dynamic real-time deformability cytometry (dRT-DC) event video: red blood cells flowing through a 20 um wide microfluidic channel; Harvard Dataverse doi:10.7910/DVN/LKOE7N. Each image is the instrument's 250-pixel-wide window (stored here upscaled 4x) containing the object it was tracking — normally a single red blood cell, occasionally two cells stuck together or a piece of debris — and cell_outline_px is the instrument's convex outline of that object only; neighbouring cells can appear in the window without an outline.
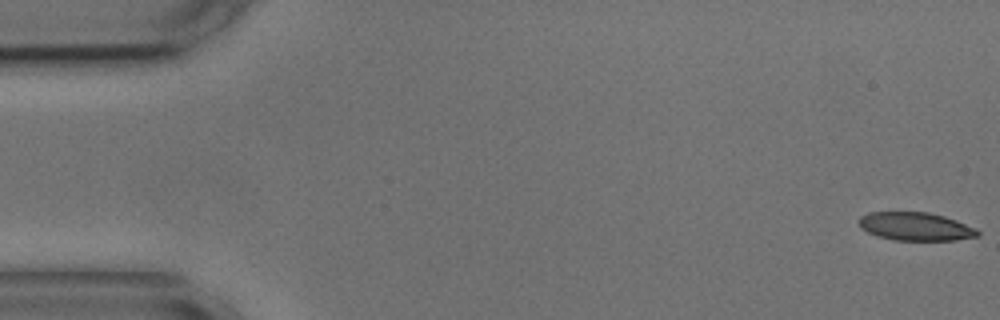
{"species": "common noctule bat (a hibernating species)", "species_latin": "Nyctalus noctula", "temperature_condition": "cold", "stored_images_in_passage": 15, "camera_frame_rate_fps": 3000, "um_per_image_px": 0.085, "animal": {"sex": "male", "body_mass_g": 17.9, "forearm_length_mm": 54.2}, "frame": {"image": 1, "passage_image": 1, "time_ms": 0.0, "image_size_px": [1000, 320], "cell_outline_px": [[980, 236], [956, 240], [896, 240], [876, 236], [860, 228], [860, 216], [868, 212], [928, 212], [944, 216], [956, 220], [976, 228], [980, 232]], "centroid_in_image_um": [77.84, 19.25], "position_along_channel_um": 7.2, "area_um2": 19.59}}
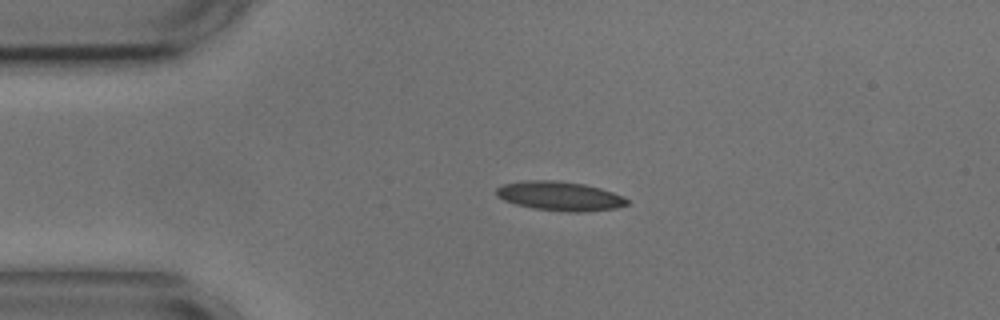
{"frame": {"image": 2, "passage_image": 12, "time_ms": 3.667, "image_size_px": [1000, 320], "cell_outline_px": [[628, 204], [616, 208], [580, 212], [568, 212], [532, 208], [516, 204], [504, 200], [496, 196], [496, 188], [504, 184], [524, 180], [556, 180], [584, 184], [600, 188], [624, 196], [628, 200]], "centroid_in_image_um": [47.57, 16.66], "position_along_channel_um": 37.4, "area_um2": 22.25}}